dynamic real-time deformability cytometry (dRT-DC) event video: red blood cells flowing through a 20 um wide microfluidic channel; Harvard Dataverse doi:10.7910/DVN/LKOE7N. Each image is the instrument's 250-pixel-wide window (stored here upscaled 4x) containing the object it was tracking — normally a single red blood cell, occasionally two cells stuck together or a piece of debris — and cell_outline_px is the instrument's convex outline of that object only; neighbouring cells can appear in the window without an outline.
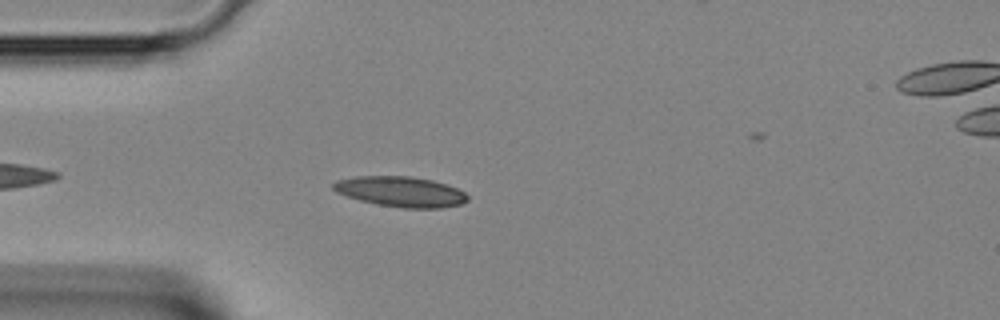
{"species": "Egyptian fruit bat (a non-hibernating species)", "species_latin": "Rousettus aegyptiacus", "temperature_condition": "room temperature", "stored_images_in_passage": 15, "camera_frame_rate_fps": 3000, "um_per_image_px": 0.085, "animal": {"sex": "female"}, "frame": {"image": 1, "passage_image": 4, "time_ms": 1.0, "image_size_px": [1000, 320], "cell_outline_px": [[468, 200], [460, 204], [440, 208], [404, 208], [376, 204], [360, 200], [336, 192], [332, 188], [332, 184], [336, 180], [356, 176], [408, 176], [432, 180], [448, 184], [464, 192], [468, 196]], "centroid_in_image_um": [34.05, 16.28], "position_along_channel_um": 50.9, "area_um2": 23.7}}
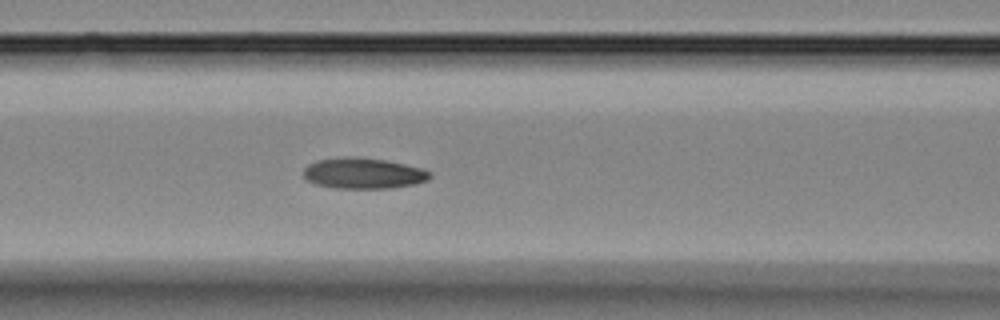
{"frame": {"image": 2, "passage_image": 10, "time_ms": 3.0, "image_size_px": [1000, 320], "cell_outline_px": [[432, 176], [428, 180], [416, 184], [388, 188], [336, 188], [316, 184], [308, 180], [304, 176], [304, 168], [308, 164], [316, 160], [352, 156], [384, 160], [404, 164], [420, 168], [432, 172]], "centroid_in_image_um": [30.9, 14.73], "position_along_channel_um": 135.7, "area_um2": 22.6}}
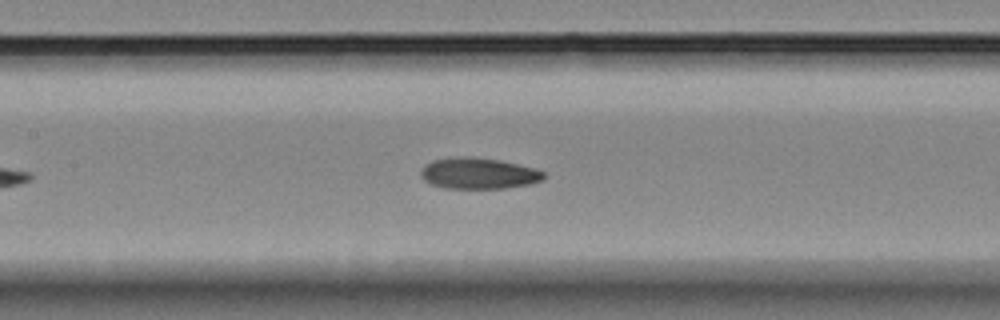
{"frame": {"image": 3, "passage_image": 12, "time_ms": 3.667, "image_size_px": [1000, 320], "cell_outline_px": [[544, 180], [528, 184], [504, 188], [444, 188], [432, 184], [424, 180], [420, 176], [420, 172], [424, 164], [432, 160], [464, 156], [500, 160], [532, 168], [544, 172]], "centroid_in_image_um": [40.63, 14.74], "position_along_channel_um": 166.8, "area_um2": 22.08}}